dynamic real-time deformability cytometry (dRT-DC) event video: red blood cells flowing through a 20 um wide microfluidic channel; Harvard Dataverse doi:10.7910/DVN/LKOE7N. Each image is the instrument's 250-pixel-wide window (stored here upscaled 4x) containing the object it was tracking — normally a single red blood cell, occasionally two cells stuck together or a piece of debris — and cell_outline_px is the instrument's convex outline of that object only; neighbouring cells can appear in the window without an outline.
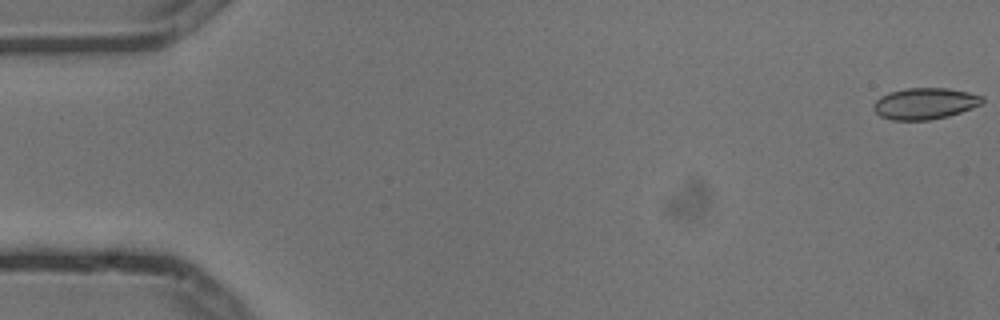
{"species": "common noctule bat (a hibernating species)", "species_latin": "Nyctalus noctula", "temperature_condition": "cold", "stored_images_in_passage": 4, "camera_frame_rate_fps": 3000, "um_per_image_px": 0.085, "animal": {"sex": "male", "body_mass_g": 13.3}, "frame": {"image": 1, "passage_image": 1, "time_ms": 0.0, "image_size_px": [1000, 320], "cell_outline_px": [[984, 100], [980, 104], [972, 108], [948, 116], [928, 120], [892, 120], [880, 116], [872, 108], [872, 104], [880, 96], [888, 92], [904, 88], [948, 88], [968, 92], [984, 96]], "centroid_in_image_um": [78.58, 8.79], "position_along_channel_um": 6.4, "area_um2": 20.0}}